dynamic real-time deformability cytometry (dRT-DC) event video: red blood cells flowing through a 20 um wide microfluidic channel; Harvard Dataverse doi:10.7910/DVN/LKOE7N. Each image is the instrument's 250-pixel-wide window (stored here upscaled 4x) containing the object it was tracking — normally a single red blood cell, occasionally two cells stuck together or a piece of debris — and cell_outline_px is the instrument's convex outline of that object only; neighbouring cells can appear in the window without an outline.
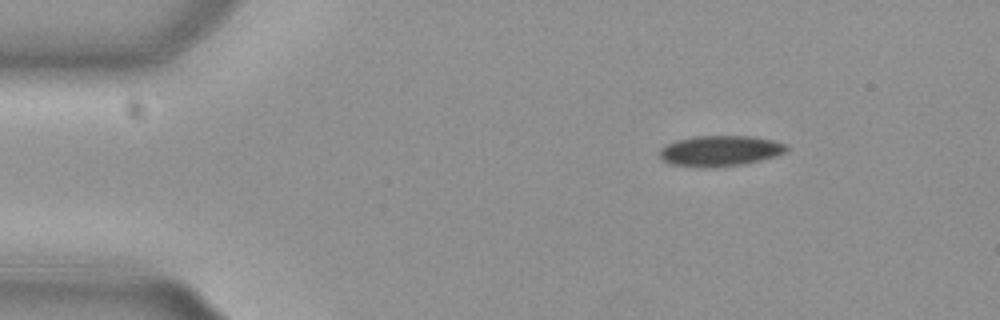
{"species": "common noctule bat (a hibernating species)", "species_latin": "Nyctalus noctula", "temperature_condition": "cold", "stored_images_in_passage": 10, "camera_frame_rate_fps": 3000, "um_per_image_px": 0.085, "animal": {"sex": "female", "body_mass_g": 29.2, "forearm_length_mm": 56.3}, "frame": {"image": 1, "passage_image": 1, "time_ms": 0.0, "image_size_px": [1000, 320], "cell_outline_px": [[788, 148], [784, 152], [760, 160], [744, 164], [672, 164], [664, 160], [660, 156], [660, 148], [676, 140], [696, 136], [752, 136], [772, 140], [788, 144]], "centroid_in_image_um": [61.26, 12.76], "position_along_channel_um": 23.7, "area_um2": 21.39}}
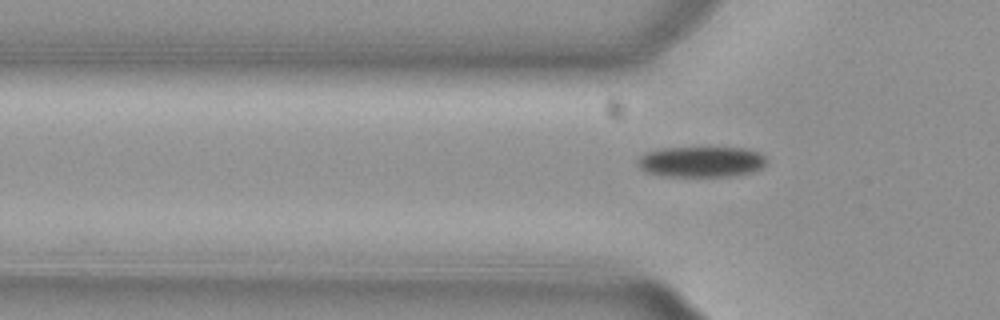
{"frame": {"image": 2, "passage_image": 10, "time_ms": 3.0, "image_size_px": [1000, 320], "cell_outline_px": [[764, 164], [760, 168], [748, 172], [732, 176], [660, 176], [644, 172], [640, 168], [636, 160], [640, 156], [648, 152], [664, 148], [748, 148], [764, 156]], "centroid_in_image_um": [59.53, 13.75], "position_along_channel_um": 66.3, "area_um2": 22.77}}